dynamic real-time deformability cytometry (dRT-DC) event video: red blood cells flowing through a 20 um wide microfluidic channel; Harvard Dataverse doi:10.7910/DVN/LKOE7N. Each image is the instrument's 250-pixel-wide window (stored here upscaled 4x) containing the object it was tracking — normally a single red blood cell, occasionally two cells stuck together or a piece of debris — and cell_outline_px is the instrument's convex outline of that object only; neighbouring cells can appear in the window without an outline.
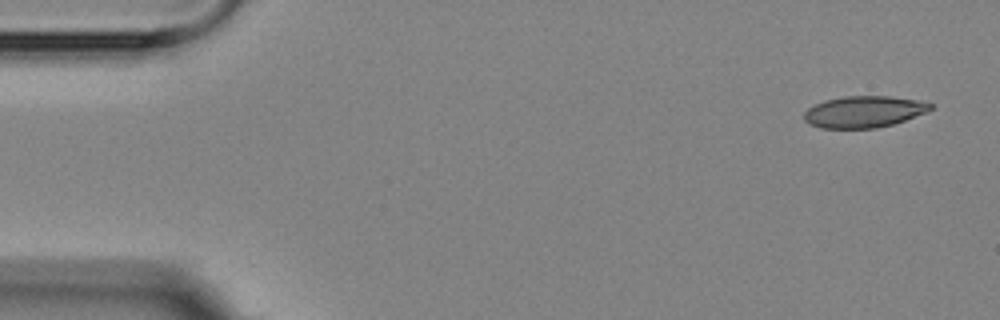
{"species": "Egyptian fruit bat (a non-hibernating species)", "species_latin": "Rousettus aegyptiacus", "temperature_condition": "room temperature", "stored_images_in_passage": 16, "camera_frame_rate_fps": 3000, "um_per_image_px": 0.085, "animal": {"sex": "female"}, "frame": {"image": 1, "passage_image": 1, "time_ms": 0.0, "image_size_px": [1000, 320], "cell_outline_px": [[932, 108], [928, 112], [892, 124], [876, 128], [820, 128], [808, 124], [804, 120], [804, 112], [808, 108], [824, 100], [844, 96], [888, 96], [916, 100], [932, 104]], "centroid_in_image_um": [73.4, 9.5], "position_along_channel_um": 11.6, "area_um2": 23.18}}
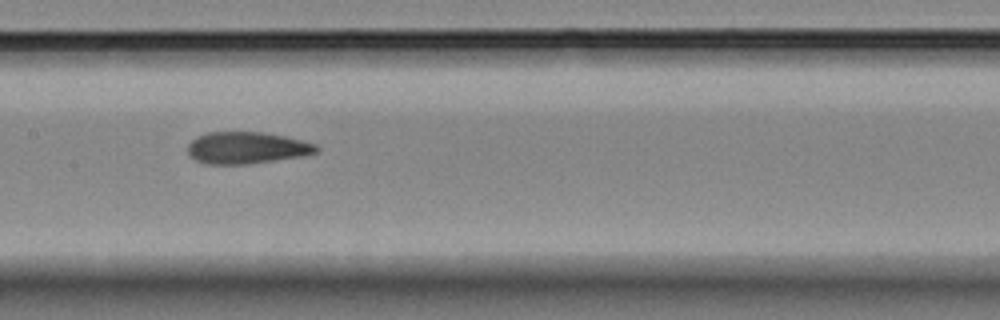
{"frame": {"image": 2, "passage_image": 7, "time_ms": 8.0, "image_size_px": [1000, 320], "cell_outline_px": [[320, 152], [304, 156], [248, 164], [208, 164], [196, 160], [188, 156], [188, 144], [196, 136], [208, 132], [264, 132], [284, 136], [316, 144], [320, 148]], "centroid_in_image_um": [20.98, 12.57], "position_along_channel_um": 186.4, "area_um2": 24.04}}
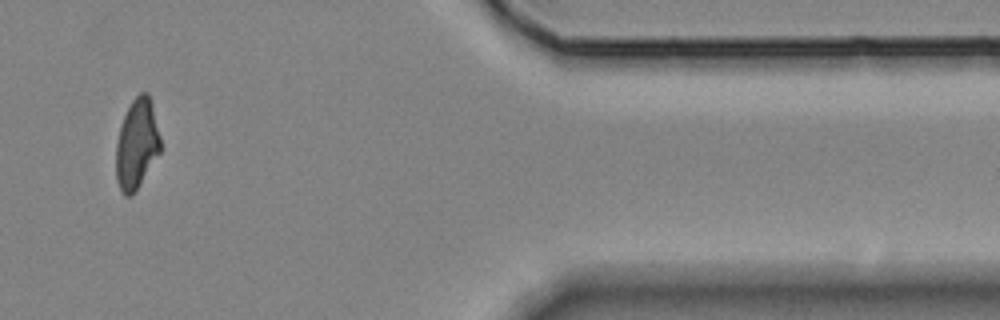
{"frame": {"image": 3, "passage_image": 13, "time_ms": 15.0, "image_size_px": [1000, 320], "cell_outline_px": [[160, 152], [132, 196], [124, 196], [120, 192], [116, 180], [116, 144], [120, 124], [132, 100], [140, 92], [148, 92], [152, 104], [160, 136]], "centroid_in_image_um": [11.61, 12.26], "position_along_channel_um": 399.8, "area_um2": 23.29}}